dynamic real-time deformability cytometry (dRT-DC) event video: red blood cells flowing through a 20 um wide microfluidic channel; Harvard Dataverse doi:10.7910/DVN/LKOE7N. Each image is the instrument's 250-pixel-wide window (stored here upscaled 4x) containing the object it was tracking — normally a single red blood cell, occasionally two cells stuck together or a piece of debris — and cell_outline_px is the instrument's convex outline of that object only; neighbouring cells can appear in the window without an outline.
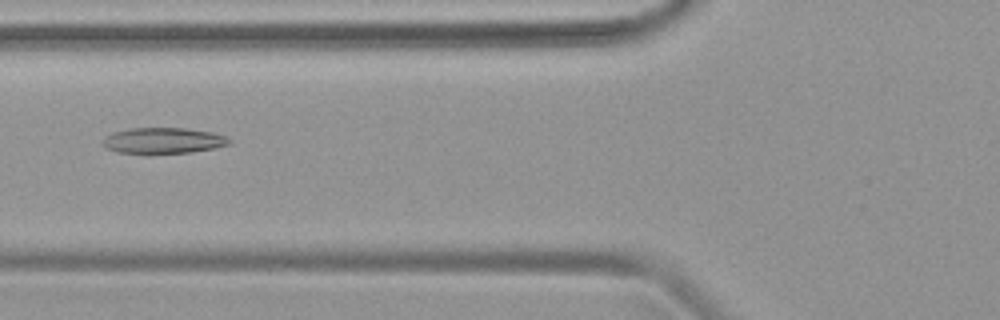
{"species": "common noctule bat (a hibernating species)", "species_latin": "Nyctalus noctula", "temperature_condition": "warm", "stored_images_in_passage": 47, "camera_frame_rate_fps": 3000, "um_per_image_px": 0.085, "animal": {"sex": "female", "body_mass_g": 19.9}, "frame": {"image": 1, "passage_image": 18, "time_ms": 5.667, "image_size_px": [1000, 320], "cell_outline_px": [[232, 144], [216, 148], [192, 152], [148, 156], [116, 152], [100, 144], [100, 140], [104, 136], [112, 132], [128, 128], [184, 128], [212, 132], [224, 136], [232, 140]], "centroid_in_image_um": [13.81, 11.99], "position_along_channel_um": 112.0, "area_um2": 20.11}}
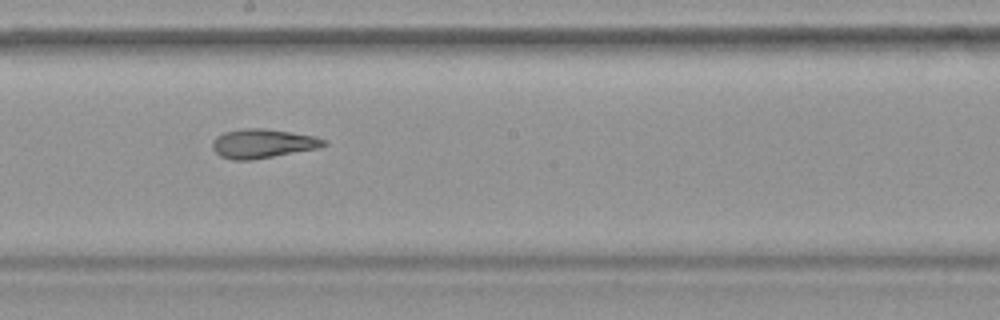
{"frame": {"image": 2, "passage_image": 26, "time_ms": 8.333, "image_size_px": [1000, 320], "cell_outline_px": [[328, 144], [320, 148], [252, 160], [232, 160], [220, 156], [212, 148], [212, 140], [216, 136], [224, 132], [244, 128], [264, 128], [316, 136], [328, 140]], "centroid_in_image_um": [22.35, 12.2], "position_along_channel_um": 225.8, "area_um2": 19.13}}
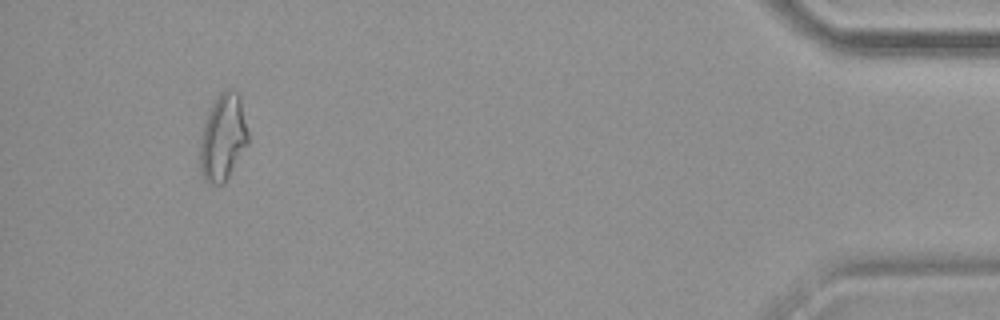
{"frame": {"image": 3, "passage_image": 44, "time_ms": 14.333, "image_size_px": [1000, 320], "cell_outline_px": [[248, 144], [224, 184], [208, 184], [200, 176], [200, 136], [208, 112], [216, 96], [224, 88], [228, 88], [236, 92], [240, 96], [248, 132]], "centroid_in_image_um": [18.94, 11.7], "position_along_channel_um": 416.3, "area_um2": 24.57}}